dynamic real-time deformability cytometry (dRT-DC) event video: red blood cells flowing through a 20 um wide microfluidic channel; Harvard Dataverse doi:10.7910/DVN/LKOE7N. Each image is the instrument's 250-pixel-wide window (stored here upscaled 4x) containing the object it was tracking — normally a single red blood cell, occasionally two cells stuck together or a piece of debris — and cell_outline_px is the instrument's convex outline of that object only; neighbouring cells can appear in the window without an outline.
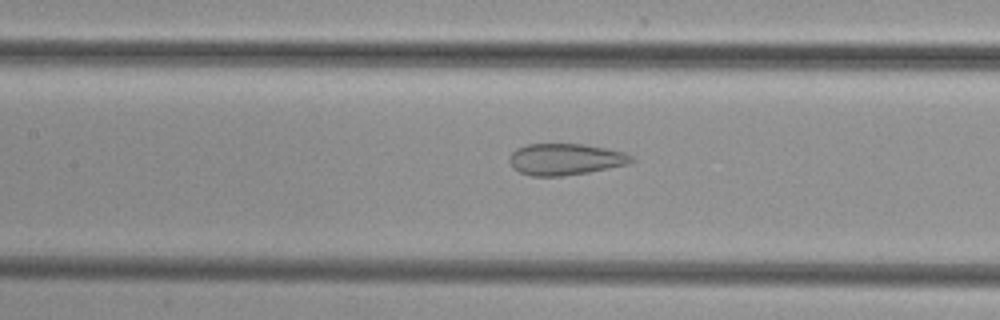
{"species": "common noctule bat (a hibernating species)", "species_latin": "Nyctalus noctula", "temperature_condition": "cold", "stored_images_in_passage": 50, "camera_frame_rate_fps": 3000, "um_per_image_px": 0.085, "animal": {"sex": "female", "body_mass_g": 29.2, "forearm_length_mm": 56.3}, "frame": {"image": 1, "passage_image": 23, "time_ms": 7.333, "image_size_px": [1000, 320], "cell_outline_px": [[636, 160], [628, 164], [588, 172], [560, 176], [532, 176], [520, 172], [512, 168], [508, 160], [508, 156], [516, 148], [528, 144], [584, 144], [624, 152], [632, 156]], "centroid_in_image_um": [48.02, 13.53], "position_along_channel_um": 159.4, "area_um2": 22.43}}
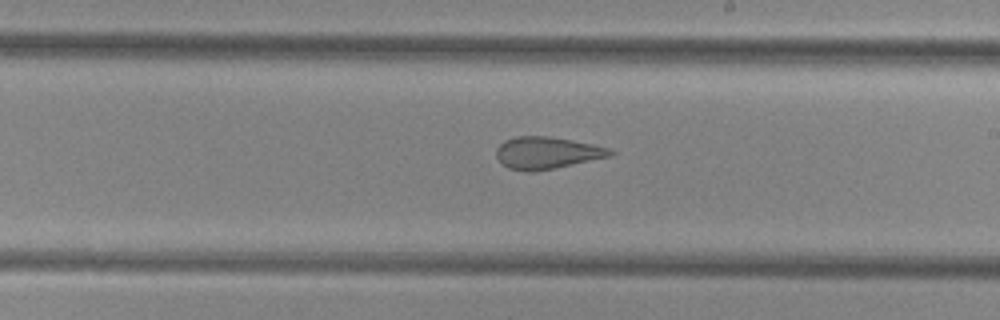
{"frame": {"image": 2, "passage_image": 29, "time_ms": 9.333, "image_size_px": [1000, 320], "cell_outline_px": [[616, 152], [612, 156], [536, 172], [524, 172], [508, 168], [496, 156], [496, 148], [504, 140], [516, 136], [548, 136], [572, 140], [612, 148]], "centroid_in_image_um": [46.51, 13.0], "position_along_channel_um": 242.5, "area_um2": 21.5}}
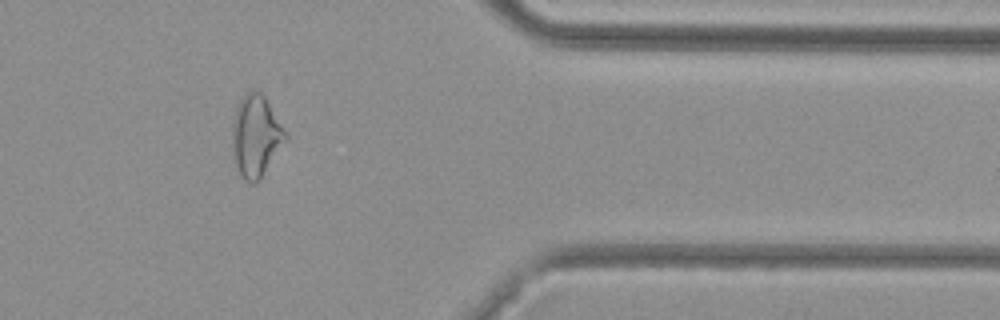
{"frame": {"image": 3, "passage_image": 41, "time_ms": 13.333, "image_size_px": [1000, 320], "cell_outline_px": [[288, 136], [260, 180], [256, 184], [252, 184], [244, 180], [236, 164], [232, 152], [232, 124], [236, 108], [240, 100], [248, 92], [256, 88], [264, 96], [288, 132]], "centroid_in_image_um": [21.75, 11.56], "position_along_channel_um": 389.6, "area_um2": 25.37}}